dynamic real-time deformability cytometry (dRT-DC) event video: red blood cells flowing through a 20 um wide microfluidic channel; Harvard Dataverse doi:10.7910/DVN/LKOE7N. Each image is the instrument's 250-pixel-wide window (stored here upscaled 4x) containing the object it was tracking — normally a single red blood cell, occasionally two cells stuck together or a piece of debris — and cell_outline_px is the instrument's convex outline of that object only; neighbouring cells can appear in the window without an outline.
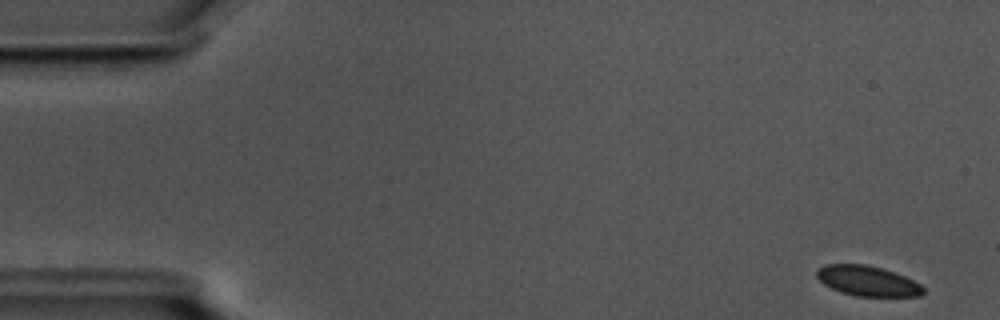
{"species": "common noctule bat (a hibernating species)", "species_latin": "Nyctalus noctula", "temperature_condition": "cold", "stored_images_in_passage": 55, "camera_frame_rate_fps": 3000, "um_per_image_px": 0.085, "animal": {"sex": "male", "body_mass_g": 17.5, "forearm_length_mm": 52.3}, "frame": {"image": 1, "passage_image": 1, "time_ms": 0.0, "image_size_px": [1000, 320], "cell_outline_px": [[924, 292], [920, 296], [856, 296], [840, 292], [824, 284], [816, 276], [816, 272], [824, 264], [868, 264], [904, 276], [920, 284], [924, 288]], "centroid_in_image_um": [73.73, 23.88], "position_along_channel_um": 11.3, "area_um2": 18.55}}
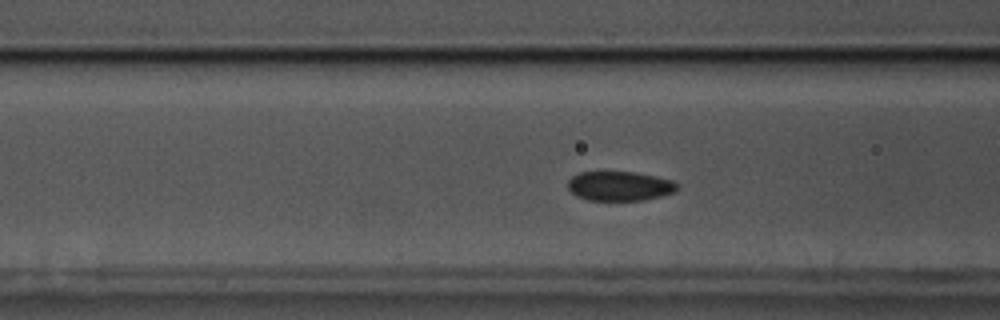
{"frame": {"image": 2, "passage_image": 20, "time_ms": 6.333, "image_size_px": [1000, 320], "cell_outline_px": [[680, 184], [676, 192], [644, 200], [588, 200], [576, 196], [568, 188], [568, 180], [572, 176], [580, 172], [636, 172], [656, 176], [672, 180]], "centroid_in_image_um": [52.7, 15.81], "position_along_channel_um": 113.9, "area_um2": 18.9}}
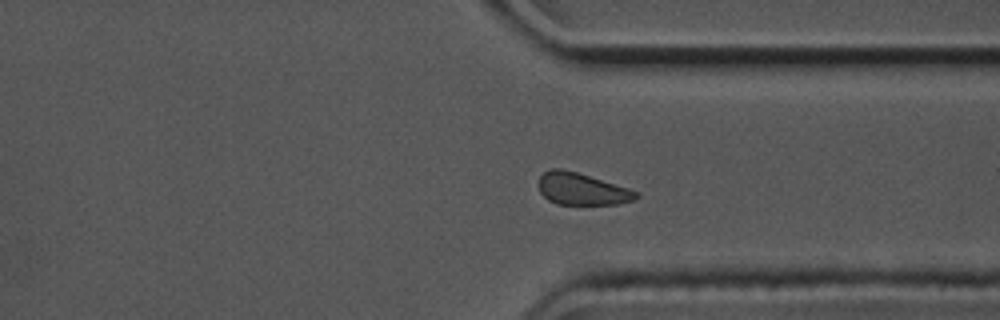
{"frame": {"image": 3, "passage_image": 41, "time_ms": 13.333, "image_size_px": [1000, 320], "cell_outline_px": [[640, 196], [632, 200], [616, 204], [556, 204], [548, 200], [540, 192], [536, 184], [540, 176], [544, 172], [552, 168], [560, 168], [576, 172], [628, 188], [640, 192]], "centroid_in_image_um": [49.42, 16.06], "position_along_channel_um": 362.0, "area_um2": 18.15}, "authors_computed_cell_mechanics": {"area_um2": 19.5364, "velocity_mm_per_s": 3.5391, "shape_relaxation_time_tau1_ms": 1.9773, "shape_relaxation_time_tau2_ms": 8.211, "deformation_change_tau1": 0.0481, "deformation_change_tau2": 0.0743}}